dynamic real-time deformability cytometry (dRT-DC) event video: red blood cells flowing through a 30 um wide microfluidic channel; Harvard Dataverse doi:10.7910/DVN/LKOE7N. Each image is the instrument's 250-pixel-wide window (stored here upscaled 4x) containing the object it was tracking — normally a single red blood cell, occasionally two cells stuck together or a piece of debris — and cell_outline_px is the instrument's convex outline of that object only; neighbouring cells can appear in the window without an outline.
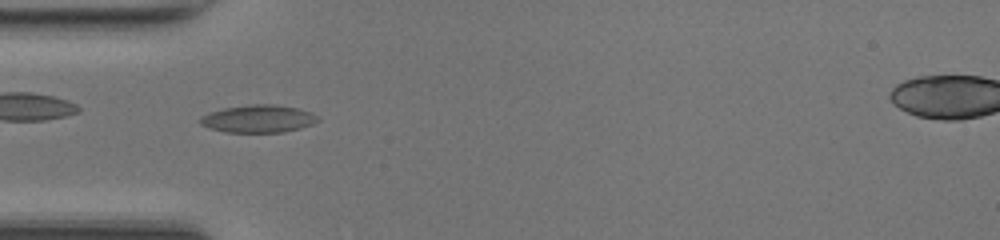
{"species": "common noctule bat (a hibernating species)", "species_latin": "Nyctalus noctula", "temperature_condition": "room temperature", "stored_images_in_passage": 36, "camera_frame_rate_fps": 3000, "um_per_image_px": 0.085, "animal": {"sex": "female", "body_mass_g": 17.0, "forearm_length_mm": 48.0}, "frame": {"image": 1, "passage_image": 2, "time_ms": 0.333, "image_size_px": [1000, 240], "cell_outline_px": [[320, 120], [312, 124], [300, 128], [284, 132], [224, 132], [208, 128], [200, 124], [200, 116], [224, 108], [252, 104], [276, 104], [300, 108], [312, 112], [320, 116]], "centroid_in_image_um": [22.0, 10.09], "position_along_channel_um": 63.0, "area_um2": 19.13}}
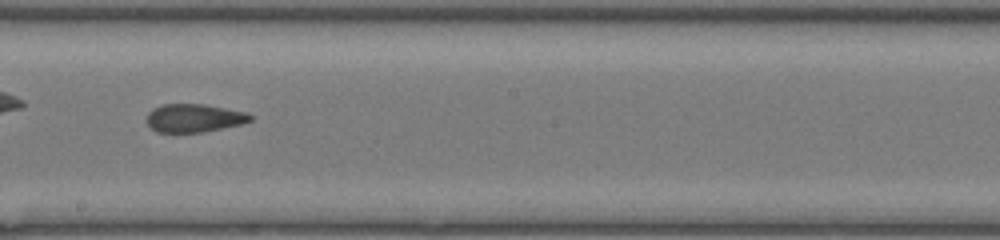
{"frame": {"image": 2, "passage_image": 14, "time_ms": 4.333, "image_size_px": [1000, 240], "cell_outline_px": [[252, 120], [240, 124], [204, 132], [156, 132], [144, 120], [148, 112], [152, 108], [160, 104], [204, 104], [244, 112], [252, 116]], "centroid_in_image_um": [16.42, 10.03], "position_along_channel_um": 231.8, "area_um2": 17.05}}
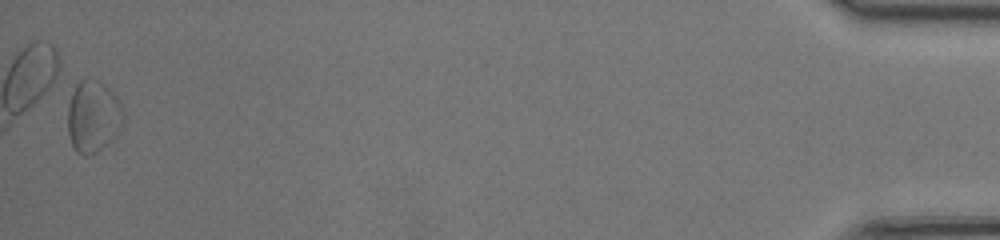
{"frame": {"image": 3, "passage_image": 35, "time_ms": 11.333, "image_size_px": [1000, 240], "cell_outline_px": [[124, 120], [120, 128], [112, 140], [96, 152], [88, 156], [84, 156], [76, 152], [68, 136], [68, 108], [72, 92], [76, 84], [80, 80], [92, 76], [104, 84], [120, 100], [124, 108]], "centroid_in_image_um": [7.93, 9.88], "position_along_channel_um": 427.3, "area_um2": 23.7}, "authors_computed_cell_mechanics": {"area_um2": 17.5423, "velocity_mm_per_s": 4.229, "shape_relaxation_time_tau1_ms": null, "shape_relaxation_time_tau2_ms": 1.915, "deformation_change_tau1": null, "deformation_change_tau2": 0.0907}}